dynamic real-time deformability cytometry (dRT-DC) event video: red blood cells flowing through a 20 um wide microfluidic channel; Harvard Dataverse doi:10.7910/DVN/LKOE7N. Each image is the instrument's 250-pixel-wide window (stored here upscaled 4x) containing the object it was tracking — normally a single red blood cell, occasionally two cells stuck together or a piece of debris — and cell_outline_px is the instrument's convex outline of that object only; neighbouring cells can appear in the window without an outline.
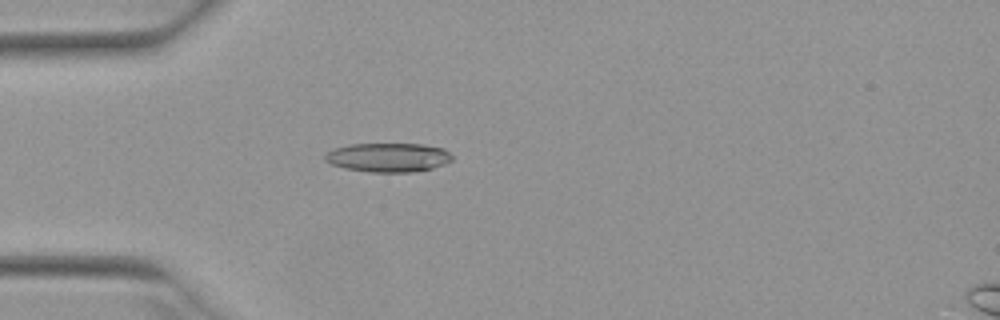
{"species": "Egyptian fruit bat (a non-hibernating species)", "species_latin": "Rousettus aegyptiacus", "temperature_condition": "warm", "stored_images_in_passage": 19, "camera_frame_rate_fps": 3000, "um_per_image_px": 0.085, "animal": {"sex": "female"}, "frame": {"image": 1, "passage_image": 2, "time_ms": 0.333, "image_size_px": [1000, 320], "cell_outline_px": [[452, 160], [444, 164], [432, 168], [412, 172], [368, 172], [344, 168], [332, 164], [324, 160], [324, 156], [332, 148], [352, 144], [420, 144], [444, 148], [452, 156]], "centroid_in_image_um": [32.98, 13.38], "position_along_channel_um": 52.0, "area_um2": 21.5}}
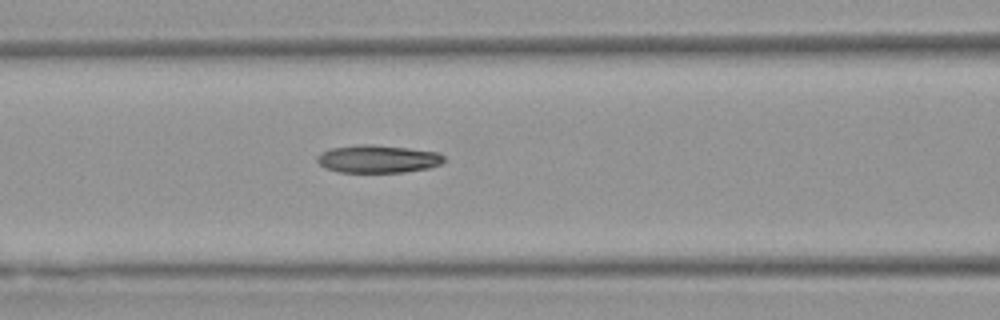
{"frame": {"image": 2, "passage_image": 9, "time_ms": 2.667, "image_size_px": [1000, 320], "cell_outline_px": [[444, 160], [440, 164], [428, 168], [404, 172], [340, 172], [324, 168], [316, 160], [316, 156], [320, 152], [332, 148], [360, 144], [372, 144], [408, 148], [440, 152], [444, 156]], "centroid_in_image_um": [32.1, 13.5], "position_along_channel_um": 134.5, "area_um2": 20.63}}
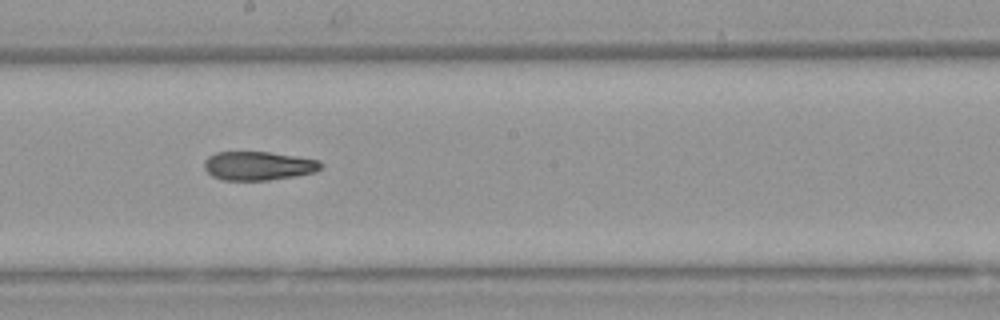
{"frame": {"image": 3, "passage_image": 16, "time_ms": 5.0, "image_size_px": [1000, 320], "cell_outline_px": [[324, 164], [316, 172], [296, 176], [268, 180], [224, 180], [212, 176], [204, 168], [204, 160], [208, 156], [216, 152], [268, 152], [296, 156], [320, 160]], "centroid_in_image_um": [21.97, 14.09], "position_along_channel_um": 226.2, "area_um2": 19.65}}